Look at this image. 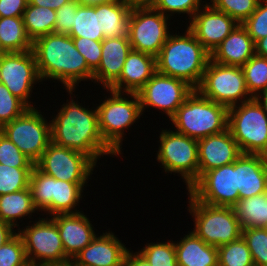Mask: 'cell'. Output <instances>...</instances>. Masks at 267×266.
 <instances>
[{
  "instance_id": "cell-1",
  "label": "cell",
  "mask_w": 267,
  "mask_h": 266,
  "mask_svg": "<svg viewBox=\"0 0 267 266\" xmlns=\"http://www.w3.org/2000/svg\"><path fill=\"white\" fill-rule=\"evenodd\" d=\"M71 98L61 105L56 116H52L51 142L60 147L83 152L96 163L104 155L118 157L102 139L96 106L92 110L83 107L78 100H73V96Z\"/></svg>"
},
{
  "instance_id": "cell-2",
  "label": "cell",
  "mask_w": 267,
  "mask_h": 266,
  "mask_svg": "<svg viewBox=\"0 0 267 266\" xmlns=\"http://www.w3.org/2000/svg\"><path fill=\"white\" fill-rule=\"evenodd\" d=\"M32 51L41 80L61 82L69 96L74 95L79 82L93 81V71L68 34L41 36L32 42Z\"/></svg>"
},
{
  "instance_id": "cell-3",
  "label": "cell",
  "mask_w": 267,
  "mask_h": 266,
  "mask_svg": "<svg viewBox=\"0 0 267 266\" xmlns=\"http://www.w3.org/2000/svg\"><path fill=\"white\" fill-rule=\"evenodd\" d=\"M209 60L210 53L186 28L184 34L178 32L169 35L156 56V71L182 79L196 89L202 81Z\"/></svg>"
},
{
  "instance_id": "cell-4",
  "label": "cell",
  "mask_w": 267,
  "mask_h": 266,
  "mask_svg": "<svg viewBox=\"0 0 267 266\" xmlns=\"http://www.w3.org/2000/svg\"><path fill=\"white\" fill-rule=\"evenodd\" d=\"M169 120L176 132L199 140L227 129L228 108L194 89Z\"/></svg>"
},
{
  "instance_id": "cell-5",
  "label": "cell",
  "mask_w": 267,
  "mask_h": 266,
  "mask_svg": "<svg viewBox=\"0 0 267 266\" xmlns=\"http://www.w3.org/2000/svg\"><path fill=\"white\" fill-rule=\"evenodd\" d=\"M104 90L109 91L110 96H106L96 106L99 130L104 142L117 155H121L125 130L134 125L143 114L140 100L137 93L124 94L111 89Z\"/></svg>"
},
{
  "instance_id": "cell-6",
  "label": "cell",
  "mask_w": 267,
  "mask_h": 266,
  "mask_svg": "<svg viewBox=\"0 0 267 266\" xmlns=\"http://www.w3.org/2000/svg\"><path fill=\"white\" fill-rule=\"evenodd\" d=\"M187 193V210L194 220L192 231L206 244L218 248L242 236L241 224L232 207L208 205Z\"/></svg>"
},
{
  "instance_id": "cell-7",
  "label": "cell",
  "mask_w": 267,
  "mask_h": 266,
  "mask_svg": "<svg viewBox=\"0 0 267 266\" xmlns=\"http://www.w3.org/2000/svg\"><path fill=\"white\" fill-rule=\"evenodd\" d=\"M87 183L56 180L34 166L29 187L36 209L51 217L55 214L81 212L76 206L83 197L82 193Z\"/></svg>"
},
{
  "instance_id": "cell-8",
  "label": "cell",
  "mask_w": 267,
  "mask_h": 266,
  "mask_svg": "<svg viewBox=\"0 0 267 266\" xmlns=\"http://www.w3.org/2000/svg\"><path fill=\"white\" fill-rule=\"evenodd\" d=\"M227 128L242 153H267V113L255 98L228 108Z\"/></svg>"
},
{
  "instance_id": "cell-9",
  "label": "cell",
  "mask_w": 267,
  "mask_h": 266,
  "mask_svg": "<svg viewBox=\"0 0 267 266\" xmlns=\"http://www.w3.org/2000/svg\"><path fill=\"white\" fill-rule=\"evenodd\" d=\"M160 132L156 161L165 173H177L188 190L198 180V140L167 128Z\"/></svg>"
},
{
  "instance_id": "cell-10",
  "label": "cell",
  "mask_w": 267,
  "mask_h": 266,
  "mask_svg": "<svg viewBox=\"0 0 267 266\" xmlns=\"http://www.w3.org/2000/svg\"><path fill=\"white\" fill-rule=\"evenodd\" d=\"M31 222L34 223L29 224ZM29 223L26 229H17V233L22 237L30 266H47L71 260L65 254L59 230L52 218L39 217Z\"/></svg>"
},
{
  "instance_id": "cell-11",
  "label": "cell",
  "mask_w": 267,
  "mask_h": 266,
  "mask_svg": "<svg viewBox=\"0 0 267 266\" xmlns=\"http://www.w3.org/2000/svg\"><path fill=\"white\" fill-rule=\"evenodd\" d=\"M196 90L205 98L230 108L252 99L241 67L208 61Z\"/></svg>"
},
{
  "instance_id": "cell-12",
  "label": "cell",
  "mask_w": 267,
  "mask_h": 266,
  "mask_svg": "<svg viewBox=\"0 0 267 266\" xmlns=\"http://www.w3.org/2000/svg\"><path fill=\"white\" fill-rule=\"evenodd\" d=\"M169 20V17L155 10L150 4L133 5L128 28L132 50L156 57L172 33L169 30Z\"/></svg>"
},
{
  "instance_id": "cell-13",
  "label": "cell",
  "mask_w": 267,
  "mask_h": 266,
  "mask_svg": "<svg viewBox=\"0 0 267 266\" xmlns=\"http://www.w3.org/2000/svg\"><path fill=\"white\" fill-rule=\"evenodd\" d=\"M0 131L34 163L51 143L50 121L38 107L29 108L23 115L5 124Z\"/></svg>"
},
{
  "instance_id": "cell-14",
  "label": "cell",
  "mask_w": 267,
  "mask_h": 266,
  "mask_svg": "<svg viewBox=\"0 0 267 266\" xmlns=\"http://www.w3.org/2000/svg\"><path fill=\"white\" fill-rule=\"evenodd\" d=\"M97 163L83 152L50 143L35 166L56 180L87 182Z\"/></svg>"
},
{
  "instance_id": "cell-15",
  "label": "cell",
  "mask_w": 267,
  "mask_h": 266,
  "mask_svg": "<svg viewBox=\"0 0 267 266\" xmlns=\"http://www.w3.org/2000/svg\"><path fill=\"white\" fill-rule=\"evenodd\" d=\"M0 82L29 108H35L29 99L34 85L42 80L33 51L3 52L0 57Z\"/></svg>"
},
{
  "instance_id": "cell-16",
  "label": "cell",
  "mask_w": 267,
  "mask_h": 266,
  "mask_svg": "<svg viewBox=\"0 0 267 266\" xmlns=\"http://www.w3.org/2000/svg\"><path fill=\"white\" fill-rule=\"evenodd\" d=\"M193 91L186 81L156 71L137 94L143 114L152 107L162 110L170 119Z\"/></svg>"
},
{
  "instance_id": "cell-17",
  "label": "cell",
  "mask_w": 267,
  "mask_h": 266,
  "mask_svg": "<svg viewBox=\"0 0 267 266\" xmlns=\"http://www.w3.org/2000/svg\"><path fill=\"white\" fill-rule=\"evenodd\" d=\"M188 192L197 201L205 204L232 207L240 199L236 180V160L232 164L205 172Z\"/></svg>"
},
{
  "instance_id": "cell-18",
  "label": "cell",
  "mask_w": 267,
  "mask_h": 266,
  "mask_svg": "<svg viewBox=\"0 0 267 266\" xmlns=\"http://www.w3.org/2000/svg\"><path fill=\"white\" fill-rule=\"evenodd\" d=\"M188 23L187 28L210 54L239 25L210 3H205Z\"/></svg>"
},
{
  "instance_id": "cell-19",
  "label": "cell",
  "mask_w": 267,
  "mask_h": 266,
  "mask_svg": "<svg viewBox=\"0 0 267 266\" xmlns=\"http://www.w3.org/2000/svg\"><path fill=\"white\" fill-rule=\"evenodd\" d=\"M237 142L227 128L198 140V179L207 171L232 164L240 155Z\"/></svg>"
},
{
  "instance_id": "cell-20",
  "label": "cell",
  "mask_w": 267,
  "mask_h": 266,
  "mask_svg": "<svg viewBox=\"0 0 267 266\" xmlns=\"http://www.w3.org/2000/svg\"><path fill=\"white\" fill-rule=\"evenodd\" d=\"M125 245L111 231L103 232L71 260L76 266H124Z\"/></svg>"
},
{
  "instance_id": "cell-21",
  "label": "cell",
  "mask_w": 267,
  "mask_h": 266,
  "mask_svg": "<svg viewBox=\"0 0 267 266\" xmlns=\"http://www.w3.org/2000/svg\"><path fill=\"white\" fill-rule=\"evenodd\" d=\"M60 233L65 254L72 260L96 237L95 227L84 212L51 216ZM94 229V230H93Z\"/></svg>"
},
{
  "instance_id": "cell-22",
  "label": "cell",
  "mask_w": 267,
  "mask_h": 266,
  "mask_svg": "<svg viewBox=\"0 0 267 266\" xmlns=\"http://www.w3.org/2000/svg\"><path fill=\"white\" fill-rule=\"evenodd\" d=\"M131 50L129 37L103 39L101 62L93 72L92 82L102 85L103 89H109L119 79L124 62Z\"/></svg>"
},
{
  "instance_id": "cell-23",
  "label": "cell",
  "mask_w": 267,
  "mask_h": 266,
  "mask_svg": "<svg viewBox=\"0 0 267 266\" xmlns=\"http://www.w3.org/2000/svg\"><path fill=\"white\" fill-rule=\"evenodd\" d=\"M236 180L240 199L267 192V158L242 153L236 159Z\"/></svg>"
},
{
  "instance_id": "cell-24",
  "label": "cell",
  "mask_w": 267,
  "mask_h": 266,
  "mask_svg": "<svg viewBox=\"0 0 267 266\" xmlns=\"http://www.w3.org/2000/svg\"><path fill=\"white\" fill-rule=\"evenodd\" d=\"M156 72V57L131 50L119 79L109 88L116 92L137 93Z\"/></svg>"
},
{
  "instance_id": "cell-25",
  "label": "cell",
  "mask_w": 267,
  "mask_h": 266,
  "mask_svg": "<svg viewBox=\"0 0 267 266\" xmlns=\"http://www.w3.org/2000/svg\"><path fill=\"white\" fill-rule=\"evenodd\" d=\"M254 55L255 42L245 27L239 24L213 50L210 59L219 64L242 67Z\"/></svg>"
},
{
  "instance_id": "cell-26",
  "label": "cell",
  "mask_w": 267,
  "mask_h": 266,
  "mask_svg": "<svg viewBox=\"0 0 267 266\" xmlns=\"http://www.w3.org/2000/svg\"><path fill=\"white\" fill-rule=\"evenodd\" d=\"M174 244L178 266H218V248L206 244L193 231Z\"/></svg>"
},
{
  "instance_id": "cell-27",
  "label": "cell",
  "mask_w": 267,
  "mask_h": 266,
  "mask_svg": "<svg viewBox=\"0 0 267 266\" xmlns=\"http://www.w3.org/2000/svg\"><path fill=\"white\" fill-rule=\"evenodd\" d=\"M133 4L128 1L99 4V22L104 39L128 37L129 16Z\"/></svg>"
},
{
  "instance_id": "cell-28",
  "label": "cell",
  "mask_w": 267,
  "mask_h": 266,
  "mask_svg": "<svg viewBox=\"0 0 267 266\" xmlns=\"http://www.w3.org/2000/svg\"><path fill=\"white\" fill-rule=\"evenodd\" d=\"M36 211L38 212L33 204L30 187L17 192L0 195V220L10 224L14 228H20L18 220H23L27 216L30 219Z\"/></svg>"
},
{
  "instance_id": "cell-29",
  "label": "cell",
  "mask_w": 267,
  "mask_h": 266,
  "mask_svg": "<svg viewBox=\"0 0 267 266\" xmlns=\"http://www.w3.org/2000/svg\"><path fill=\"white\" fill-rule=\"evenodd\" d=\"M232 208L242 229L267 228V192L239 199Z\"/></svg>"
},
{
  "instance_id": "cell-30",
  "label": "cell",
  "mask_w": 267,
  "mask_h": 266,
  "mask_svg": "<svg viewBox=\"0 0 267 266\" xmlns=\"http://www.w3.org/2000/svg\"><path fill=\"white\" fill-rule=\"evenodd\" d=\"M0 49L3 52H26L32 50L22 17L0 18Z\"/></svg>"
},
{
  "instance_id": "cell-31",
  "label": "cell",
  "mask_w": 267,
  "mask_h": 266,
  "mask_svg": "<svg viewBox=\"0 0 267 266\" xmlns=\"http://www.w3.org/2000/svg\"><path fill=\"white\" fill-rule=\"evenodd\" d=\"M22 18L26 33L32 42L54 32L56 13L53 9L28 4Z\"/></svg>"
},
{
  "instance_id": "cell-32",
  "label": "cell",
  "mask_w": 267,
  "mask_h": 266,
  "mask_svg": "<svg viewBox=\"0 0 267 266\" xmlns=\"http://www.w3.org/2000/svg\"><path fill=\"white\" fill-rule=\"evenodd\" d=\"M72 38L84 37L94 41L104 39L99 22V5L79 6L74 14V25L68 34Z\"/></svg>"
},
{
  "instance_id": "cell-33",
  "label": "cell",
  "mask_w": 267,
  "mask_h": 266,
  "mask_svg": "<svg viewBox=\"0 0 267 266\" xmlns=\"http://www.w3.org/2000/svg\"><path fill=\"white\" fill-rule=\"evenodd\" d=\"M241 68L252 98L267 90V58L254 55Z\"/></svg>"
},
{
  "instance_id": "cell-34",
  "label": "cell",
  "mask_w": 267,
  "mask_h": 266,
  "mask_svg": "<svg viewBox=\"0 0 267 266\" xmlns=\"http://www.w3.org/2000/svg\"><path fill=\"white\" fill-rule=\"evenodd\" d=\"M218 266H254L251 252L242 236L218 247Z\"/></svg>"
},
{
  "instance_id": "cell-35",
  "label": "cell",
  "mask_w": 267,
  "mask_h": 266,
  "mask_svg": "<svg viewBox=\"0 0 267 266\" xmlns=\"http://www.w3.org/2000/svg\"><path fill=\"white\" fill-rule=\"evenodd\" d=\"M34 167H10L0 163V195L29 188Z\"/></svg>"
},
{
  "instance_id": "cell-36",
  "label": "cell",
  "mask_w": 267,
  "mask_h": 266,
  "mask_svg": "<svg viewBox=\"0 0 267 266\" xmlns=\"http://www.w3.org/2000/svg\"><path fill=\"white\" fill-rule=\"evenodd\" d=\"M152 266H178L174 241L152 242L138 251Z\"/></svg>"
},
{
  "instance_id": "cell-37",
  "label": "cell",
  "mask_w": 267,
  "mask_h": 266,
  "mask_svg": "<svg viewBox=\"0 0 267 266\" xmlns=\"http://www.w3.org/2000/svg\"><path fill=\"white\" fill-rule=\"evenodd\" d=\"M254 266H267V228L242 229Z\"/></svg>"
},
{
  "instance_id": "cell-38",
  "label": "cell",
  "mask_w": 267,
  "mask_h": 266,
  "mask_svg": "<svg viewBox=\"0 0 267 266\" xmlns=\"http://www.w3.org/2000/svg\"><path fill=\"white\" fill-rule=\"evenodd\" d=\"M29 107L0 82V129L23 115Z\"/></svg>"
},
{
  "instance_id": "cell-39",
  "label": "cell",
  "mask_w": 267,
  "mask_h": 266,
  "mask_svg": "<svg viewBox=\"0 0 267 266\" xmlns=\"http://www.w3.org/2000/svg\"><path fill=\"white\" fill-rule=\"evenodd\" d=\"M207 3L206 0H153L150 5L164 16L171 18L174 14H188L189 21L195 13Z\"/></svg>"
},
{
  "instance_id": "cell-40",
  "label": "cell",
  "mask_w": 267,
  "mask_h": 266,
  "mask_svg": "<svg viewBox=\"0 0 267 266\" xmlns=\"http://www.w3.org/2000/svg\"><path fill=\"white\" fill-rule=\"evenodd\" d=\"M260 0H210L211 5L242 24L256 10Z\"/></svg>"
},
{
  "instance_id": "cell-41",
  "label": "cell",
  "mask_w": 267,
  "mask_h": 266,
  "mask_svg": "<svg viewBox=\"0 0 267 266\" xmlns=\"http://www.w3.org/2000/svg\"><path fill=\"white\" fill-rule=\"evenodd\" d=\"M0 266H30L22 237L18 233L0 247Z\"/></svg>"
},
{
  "instance_id": "cell-42",
  "label": "cell",
  "mask_w": 267,
  "mask_h": 266,
  "mask_svg": "<svg viewBox=\"0 0 267 266\" xmlns=\"http://www.w3.org/2000/svg\"><path fill=\"white\" fill-rule=\"evenodd\" d=\"M0 163L10 167H34L35 163L23 154L5 134L0 131Z\"/></svg>"
},
{
  "instance_id": "cell-43",
  "label": "cell",
  "mask_w": 267,
  "mask_h": 266,
  "mask_svg": "<svg viewBox=\"0 0 267 266\" xmlns=\"http://www.w3.org/2000/svg\"><path fill=\"white\" fill-rule=\"evenodd\" d=\"M242 25L248 35L256 43L267 36V0H260L256 10L247 18Z\"/></svg>"
},
{
  "instance_id": "cell-44",
  "label": "cell",
  "mask_w": 267,
  "mask_h": 266,
  "mask_svg": "<svg viewBox=\"0 0 267 266\" xmlns=\"http://www.w3.org/2000/svg\"><path fill=\"white\" fill-rule=\"evenodd\" d=\"M76 49L84 56L88 67L94 72L102 58V41H94L84 37L73 38Z\"/></svg>"
},
{
  "instance_id": "cell-45",
  "label": "cell",
  "mask_w": 267,
  "mask_h": 266,
  "mask_svg": "<svg viewBox=\"0 0 267 266\" xmlns=\"http://www.w3.org/2000/svg\"><path fill=\"white\" fill-rule=\"evenodd\" d=\"M80 5L71 0L55 10L56 24L54 26V33L69 34L74 25V14Z\"/></svg>"
},
{
  "instance_id": "cell-46",
  "label": "cell",
  "mask_w": 267,
  "mask_h": 266,
  "mask_svg": "<svg viewBox=\"0 0 267 266\" xmlns=\"http://www.w3.org/2000/svg\"><path fill=\"white\" fill-rule=\"evenodd\" d=\"M28 0H0V18L22 17Z\"/></svg>"
},
{
  "instance_id": "cell-47",
  "label": "cell",
  "mask_w": 267,
  "mask_h": 266,
  "mask_svg": "<svg viewBox=\"0 0 267 266\" xmlns=\"http://www.w3.org/2000/svg\"><path fill=\"white\" fill-rule=\"evenodd\" d=\"M124 266H152L139 252L133 253L129 249L126 252Z\"/></svg>"
},
{
  "instance_id": "cell-48",
  "label": "cell",
  "mask_w": 267,
  "mask_h": 266,
  "mask_svg": "<svg viewBox=\"0 0 267 266\" xmlns=\"http://www.w3.org/2000/svg\"><path fill=\"white\" fill-rule=\"evenodd\" d=\"M14 227L0 220V247L12 239L17 233Z\"/></svg>"
},
{
  "instance_id": "cell-49",
  "label": "cell",
  "mask_w": 267,
  "mask_h": 266,
  "mask_svg": "<svg viewBox=\"0 0 267 266\" xmlns=\"http://www.w3.org/2000/svg\"><path fill=\"white\" fill-rule=\"evenodd\" d=\"M69 1L71 0H28V4L57 10Z\"/></svg>"
},
{
  "instance_id": "cell-50",
  "label": "cell",
  "mask_w": 267,
  "mask_h": 266,
  "mask_svg": "<svg viewBox=\"0 0 267 266\" xmlns=\"http://www.w3.org/2000/svg\"><path fill=\"white\" fill-rule=\"evenodd\" d=\"M255 55L267 58V36L255 43Z\"/></svg>"
},
{
  "instance_id": "cell-51",
  "label": "cell",
  "mask_w": 267,
  "mask_h": 266,
  "mask_svg": "<svg viewBox=\"0 0 267 266\" xmlns=\"http://www.w3.org/2000/svg\"><path fill=\"white\" fill-rule=\"evenodd\" d=\"M80 6H97L101 3L123 2L127 0H75Z\"/></svg>"
},
{
  "instance_id": "cell-52",
  "label": "cell",
  "mask_w": 267,
  "mask_h": 266,
  "mask_svg": "<svg viewBox=\"0 0 267 266\" xmlns=\"http://www.w3.org/2000/svg\"><path fill=\"white\" fill-rule=\"evenodd\" d=\"M255 99L261 105V107L264 109V111L267 113V90L259 93L255 97Z\"/></svg>"
},
{
  "instance_id": "cell-53",
  "label": "cell",
  "mask_w": 267,
  "mask_h": 266,
  "mask_svg": "<svg viewBox=\"0 0 267 266\" xmlns=\"http://www.w3.org/2000/svg\"><path fill=\"white\" fill-rule=\"evenodd\" d=\"M129 3H132L133 5H144V4H150L153 0H127Z\"/></svg>"
},
{
  "instance_id": "cell-54",
  "label": "cell",
  "mask_w": 267,
  "mask_h": 266,
  "mask_svg": "<svg viewBox=\"0 0 267 266\" xmlns=\"http://www.w3.org/2000/svg\"><path fill=\"white\" fill-rule=\"evenodd\" d=\"M47 266H76L71 260L65 263L52 264Z\"/></svg>"
}]
</instances>
